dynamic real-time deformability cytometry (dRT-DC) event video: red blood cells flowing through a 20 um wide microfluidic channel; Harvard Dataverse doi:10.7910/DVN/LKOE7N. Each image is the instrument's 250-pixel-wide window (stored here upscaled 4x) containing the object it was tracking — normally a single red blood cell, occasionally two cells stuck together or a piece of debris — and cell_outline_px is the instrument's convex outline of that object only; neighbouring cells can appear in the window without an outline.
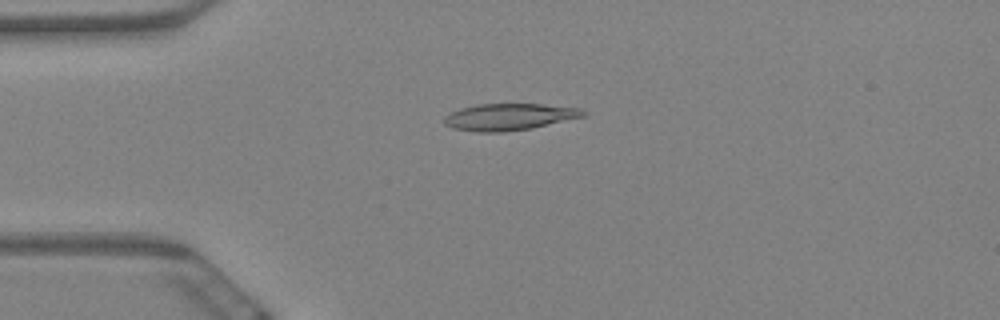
{"species": "Egyptian fruit bat (a non-hibernating species)", "species_latin": "Rousettus aegyptiacus", "temperature_condition": "warm", "stored_images_in_passage": 60, "camera_frame_rate_fps": 3000, "um_per_image_px": 0.085, "animal": {"sex": "female"}, "frame": {"image": 1, "passage_image": 15, "time_ms": 4.667, "image_size_px": [1000, 320], "cell_outline_px": [[588, 112], [584, 116], [532, 128], [504, 132], [476, 132], [452, 128], [444, 124], [444, 116], [460, 108], [476, 104], [544, 104], [580, 108]], "centroid_in_image_um": [43.27, 9.93], "position_along_channel_um": 41.7, "area_um2": 21.73}}
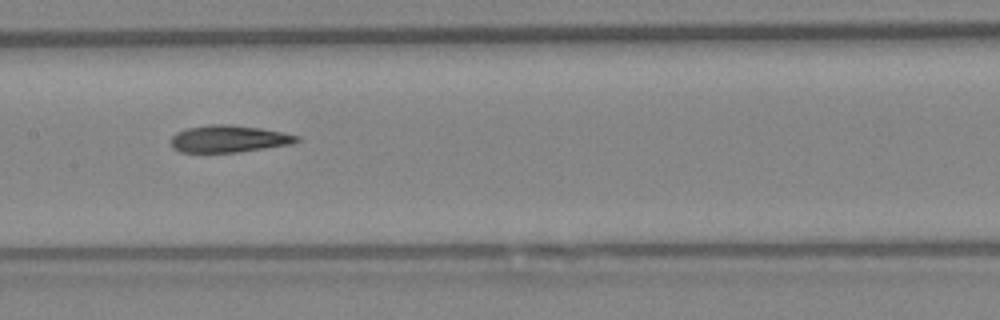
{"frame": {"image": 2, "passage_image": 30, "time_ms": 9.667, "image_size_px": [1000, 320], "cell_outline_px": [[300, 140], [292, 144], [236, 152], [180, 152], [172, 148], [172, 136], [176, 132], [188, 128], [208, 124], [228, 124], [260, 128], [300, 136]], "centroid_in_image_um": [19.43, 11.8], "position_along_channel_um": 188.0, "area_um2": 19.71}}
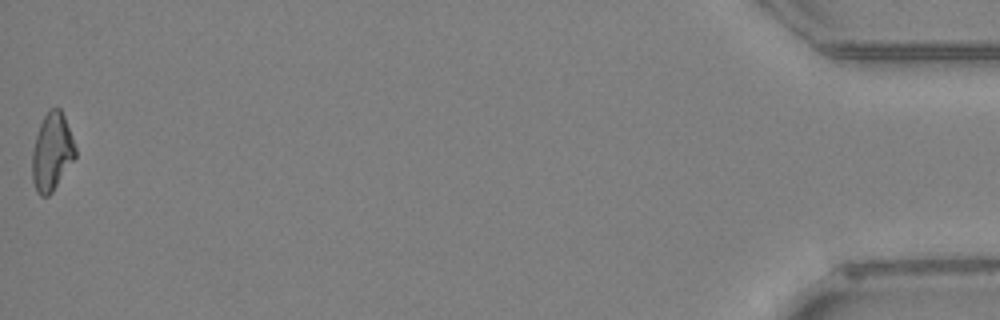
{"frame": {"image": 3, "passage_image": 60, "time_ms": 19.667, "image_size_px": [1000, 320], "cell_outline_px": [[76, 156], [52, 192], [48, 196], [40, 196], [36, 192], [32, 180], [32, 152], [36, 136], [40, 124], [48, 108], [60, 108], [64, 116], [76, 148]], "centroid_in_image_um": [4.4, 12.92], "position_along_channel_um": 430.8, "area_um2": 19.42}, "authors_computed_cell_mechanics": {"area_um2": 20.3167, "velocity_mm_per_s": 3.415, "shape_relaxation_time_tau1_ms": null, "shape_relaxation_time_tau2_ms": 4.397, "deformation_change_tau1": null, "deformation_change_tau2": 0.1404}}